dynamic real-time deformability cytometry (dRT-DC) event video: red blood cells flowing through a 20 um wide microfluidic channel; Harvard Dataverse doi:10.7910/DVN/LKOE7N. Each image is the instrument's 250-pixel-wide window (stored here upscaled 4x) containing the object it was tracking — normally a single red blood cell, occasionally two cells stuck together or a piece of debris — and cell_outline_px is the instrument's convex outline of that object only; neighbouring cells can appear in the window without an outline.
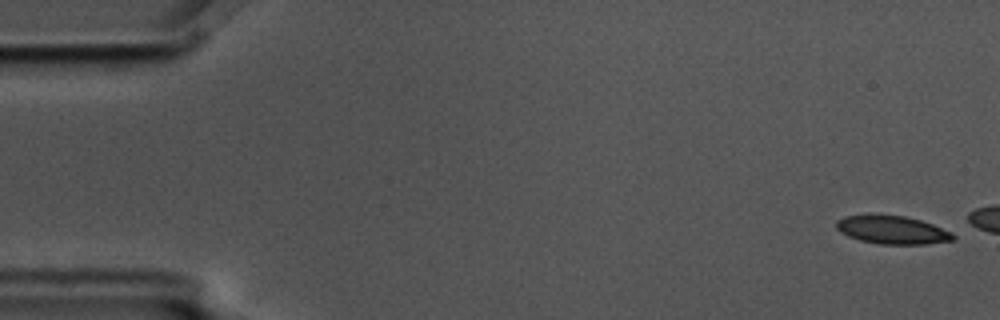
{"species": "common noctule bat (a hibernating species)", "species_latin": "Nyctalus noctula", "temperature_condition": "cold", "stored_images_in_passage": 3, "camera_frame_rate_fps": 3000, "um_per_image_px": 0.085, "animal": {"sex": "male", "body_mass_g": 17.5, "forearm_length_mm": 52.3}, "frame": {"image": 1, "passage_image": 1, "time_ms": 0.0, "image_size_px": [1000, 320], "cell_outline_px": [[956, 240], [924, 244], [880, 244], [860, 240], [848, 236], [840, 232], [836, 228], [836, 220], [844, 216], [904, 216], [920, 220], [932, 224], [952, 232], [956, 236]], "centroid_in_image_um": [75.87, 19.56], "position_along_channel_um": 9.1, "area_um2": 18.9}}